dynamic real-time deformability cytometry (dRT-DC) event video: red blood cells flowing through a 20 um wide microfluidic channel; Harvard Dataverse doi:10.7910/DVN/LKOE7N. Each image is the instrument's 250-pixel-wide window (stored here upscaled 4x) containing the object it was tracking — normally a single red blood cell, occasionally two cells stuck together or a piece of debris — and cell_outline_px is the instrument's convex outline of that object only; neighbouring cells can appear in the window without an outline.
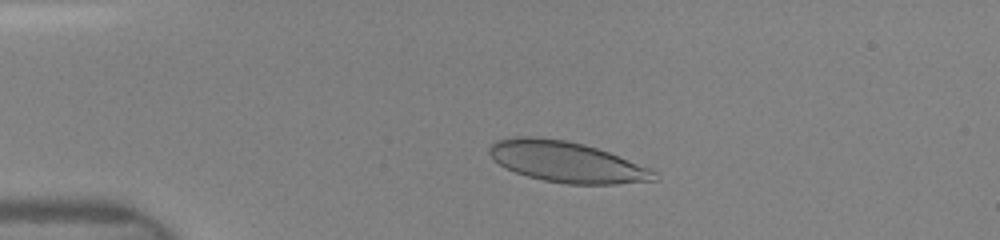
{"species": "human", "species_latin": "Homo sapiens", "temperature_condition": "room temperature", "stored_images_in_passage": 55, "camera_frame_rate_fps": 3000, "um_per_image_px": 0.085, "donor": {"sex": "female"}, "frame": {"image": 1, "passage_image": 3, "time_ms": 0.333, "image_size_px": [1000, 240], "cell_outline_px": [[656, 180], [616, 184], [568, 184], [544, 180], [528, 176], [516, 172], [500, 164], [488, 152], [488, 148], [496, 140], [512, 136], [536, 136], [568, 140], [584, 144], [608, 152], [652, 168], [656, 172]], "centroid_in_image_um": [48.17, 13.74], "position_along_channel_um": 36.8, "area_um2": 39.13}}
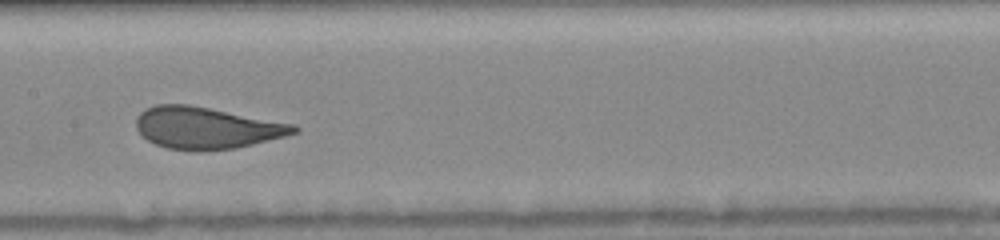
{"frame": {"image": 2, "passage_image": 29, "time_ms": 5.0, "image_size_px": [1000, 240], "cell_outline_px": [[300, 132], [236, 148], [200, 152], [192, 152], [168, 148], [156, 144], [148, 140], [136, 128], [136, 120], [140, 112], [144, 108], [156, 104], [188, 104], [296, 124], [300, 128]], "centroid_in_image_um": [17.56, 10.88], "position_along_channel_um": 189.8, "area_um2": 38.67}}
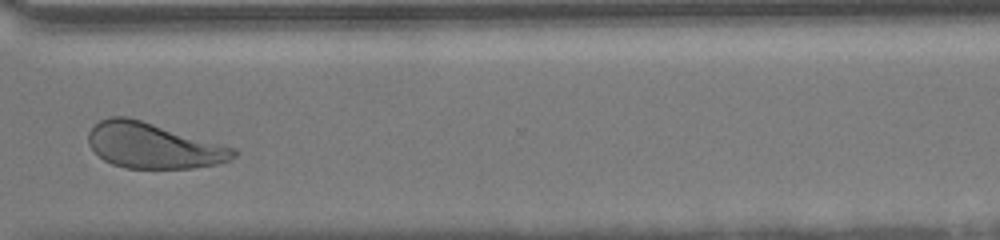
{"frame": {"image": 3, "passage_image": 54, "time_ms": 9.0, "image_size_px": [1000, 240], "cell_outline_px": [[240, 152], [236, 156], [228, 160], [216, 164], [192, 168], [124, 168], [112, 164], [104, 160], [88, 144], [88, 132], [100, 120], [108, 116], [128, 116], [236, 148]], "centroid_in_image_um": [13.03, 12.37], "position_along_channel_um": 357.6, "area_um2": 38.44}}